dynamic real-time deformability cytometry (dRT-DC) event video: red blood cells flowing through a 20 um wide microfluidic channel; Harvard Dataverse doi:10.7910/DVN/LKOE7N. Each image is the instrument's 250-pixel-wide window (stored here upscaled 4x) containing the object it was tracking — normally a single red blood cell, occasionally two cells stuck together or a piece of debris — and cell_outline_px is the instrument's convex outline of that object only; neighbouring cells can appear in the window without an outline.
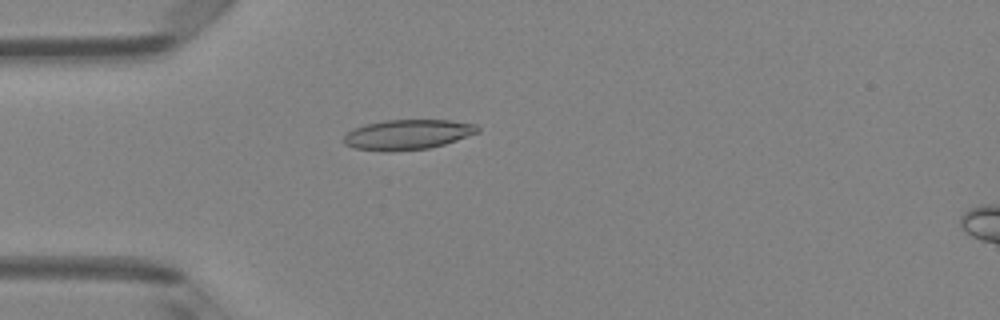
{"species": "Egyptian fruit bat (a non-hibernating species)", "species_latin": "Rousettus aegyptiacus", "temperature_condition": "room temperature", "stored_images_in_passage": 4, "camera_frame_rate_fps": 3000, "um_per_image_px": 0.085, "animal": {"sex": "female"}, "frame": {"image": 1, "passage_image": 4, "time_ms": 1.0, "image_size_px": [1000, 320], "cell_outline_px": [[480, 132], [444, 144], [428, 148], [392, 152], [384, 152], [352, 148], [344, 144], [344, 136], [352, 128], [364, 124], [384, 120], [452, 120], [476, 124], [480, 128]], "centroid_in_image_um": [34.62, 11.44], "position_along_channel_um": 50.4, "area_um2": 23.76}}